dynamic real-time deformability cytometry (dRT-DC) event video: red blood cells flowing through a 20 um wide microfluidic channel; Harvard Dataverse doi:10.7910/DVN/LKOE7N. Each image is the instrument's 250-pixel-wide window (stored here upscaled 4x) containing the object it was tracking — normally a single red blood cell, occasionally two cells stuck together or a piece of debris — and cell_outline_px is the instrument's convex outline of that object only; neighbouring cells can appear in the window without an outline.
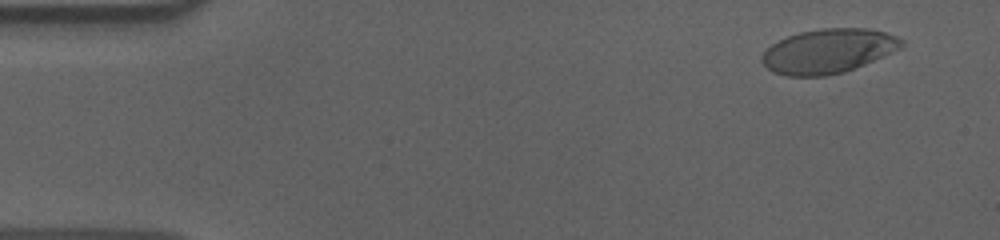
{"species": "human", "species_latin": "Homo sapiens", "temperature_condition": "cold", "stored_images_in_passage": 56, "camera_frame_rate_fps": 3000, "um_per_image_px": 0.085, "donor": {"sex": "male"}, "frame": {"image": 1, "passage_image": 4, "time_ms": 1.0, "image_size_px": [1000, 240], "cell_outline_px": [[904, 44], [900, 48], [892, 52], [864, 64], [844, 72], [824, 76], [784, 76], [772, 72], [760, 60], [760, 56], [772, 44], [788, 36], [800, 32], [820, 28], [868, 28], [884, 32], [896, 36], [904, 40]], "centroid_in_image_um": [70.38, 4.34], "position_along_channel_um": 14.6, "area_um2": 36.01}}
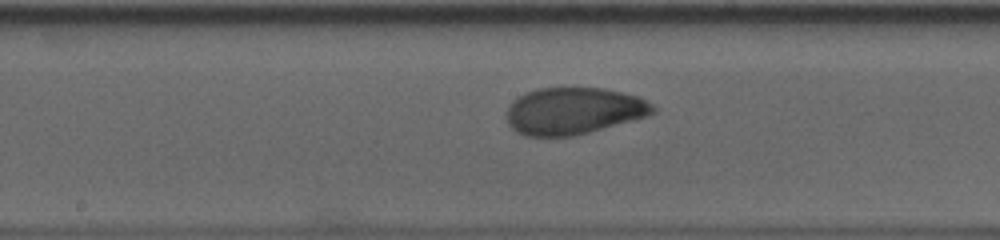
{"frame": {"image": 2, "passage_image": 29, "time_ms": 9.333, "image_size_px": [1000, 240], "cell_outline_px": [[656, 112], [648, 116], [588, 132], [572, 136], [524, 136], [516, 132], [508, 124], [508, 108], [512, 100], [536, 88], [604, 88], [640, 96], [652, 104], [656, 108]], "centroid_in_image_um": [48.78, 9.42], "position_along_channel_um": 199.4, "area_um2": 39.94}}
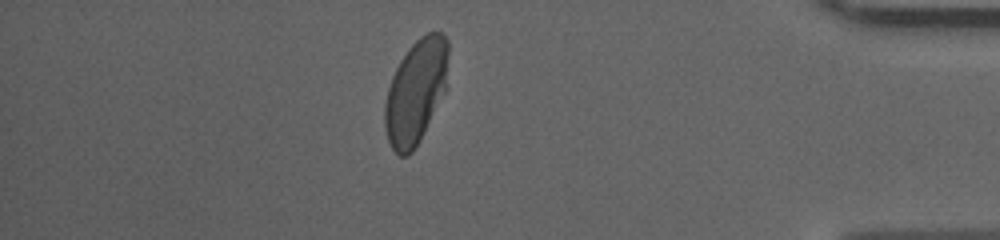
{"frame": {"image": 3, "passage_image": 49, "time_ms": 16.0, "image_size_px": [1000, 240], "cell_outline_px": [[448, 52], [444, 92], [420, 140], [412, 152], [408, 156], [400, 156], [392, 148], [388, 140], [384, 128], [384, 104], [388, 88], [392, 76], [400, 60], [408, 48], [420, 36], [428, 32], [444, 32], [448, 40]], "centroid_in_image_um": [35.32, 7.78], "position_along_channel_um": 399.9, "area_um2": 38.38}, "authors_computed_cell_mechanics": {"area_um2": 39.1884, "velocity_mm_per_s": 3.5924, "shape_relaxation_time_tau1_ms": 4.6802, "shape_relaxation_time_tau2_ms": 0.9965, "deformation_change_tau1": 0.1578, "deformation_change_tau2": 0.0446}}